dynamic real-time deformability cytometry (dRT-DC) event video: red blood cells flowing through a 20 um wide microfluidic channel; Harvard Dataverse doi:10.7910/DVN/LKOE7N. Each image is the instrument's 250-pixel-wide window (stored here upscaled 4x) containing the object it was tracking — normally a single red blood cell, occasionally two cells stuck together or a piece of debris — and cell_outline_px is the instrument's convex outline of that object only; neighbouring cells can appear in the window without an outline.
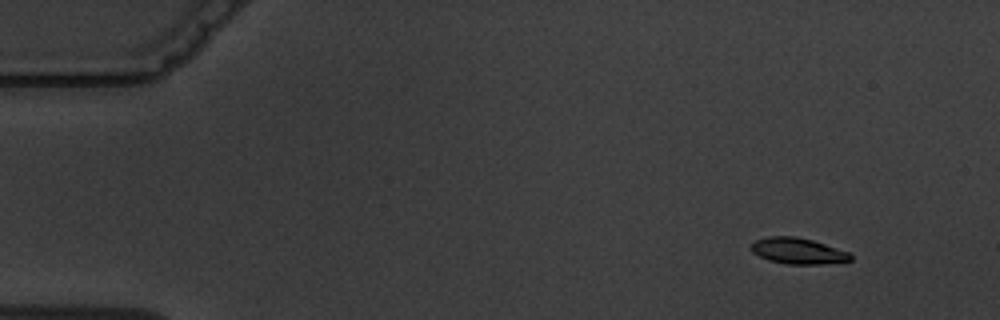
{"species": "common noctule bat (a hibernating species)", "species_latin": "Nyctalus noctula", "temperature_condition": "warm", "stored_images_in_passage": 6, "camera_frame_rate_fps": 3000, "um_per_image_px": 0.085, "animal": {"sex": "male", "body_mass_g": 19.5, "forearm_length_mm": 54.6}, "frame": {"image": 1, "passage_image": 2, "time_ms": 1.333, "image_size_px": [1000, 320], "cell_outline_px": [[852, 260], [820, 264], [788, 264], [768, 260], [752, 252], [752, 244], [756, 240], [768, 236], [796, 236], [812, 240], [848, 252], [852, 256]], "centroid_in_image_um": [67.81, 21.32], "position_along_channel_um": 17.2, "area_um2": 14.85}}
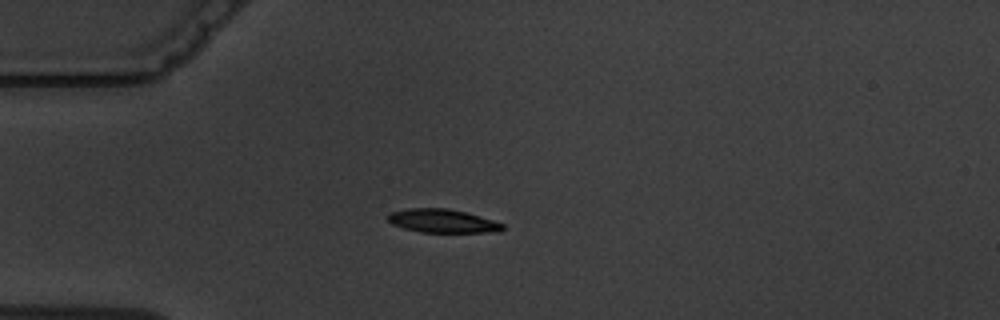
{"frame": {"image": 2, "passage_image": 5, "time_ms": 4.667, "image_size_px": [1000, 320], "cell_outline_px": [[504, 228], [500, 232], [420, 232], [404, 228], [392, 224], [384, 216], [392, 212], [408, 208], [448, 208], [464, 212], [492, 220], [504, 224]], "centroid_in_image_um": [37.58, 18.78], "position_along_channel_um": 47.4, "area_um2": 15.66}}